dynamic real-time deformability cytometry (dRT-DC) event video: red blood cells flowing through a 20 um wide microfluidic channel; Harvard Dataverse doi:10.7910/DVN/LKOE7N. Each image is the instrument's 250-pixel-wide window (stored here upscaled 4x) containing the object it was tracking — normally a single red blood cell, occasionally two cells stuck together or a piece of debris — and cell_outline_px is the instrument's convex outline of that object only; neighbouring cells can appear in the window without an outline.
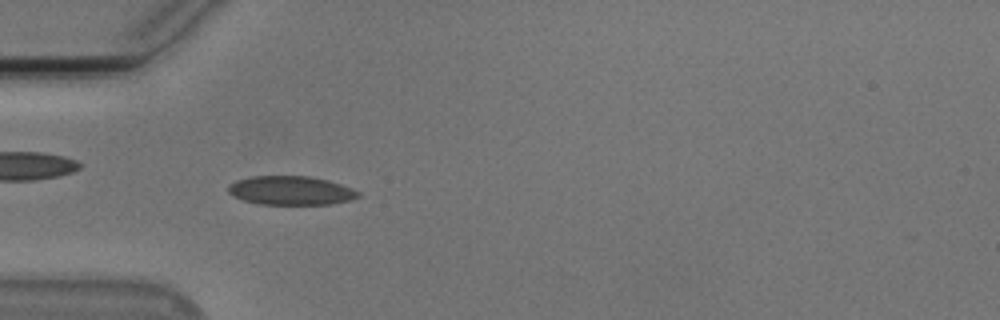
{"species": "Egyptian fruit bat (a non-hibernating species)", "species_latin": "Rousettus aegyptiacus", "temperature_condition": "cold", "stored_images_in_passage": 53, "camera_frame_rate_fps": 3000, "um_per_image_px": 0.085, "animal": {"sex": "male"}, "frame": {"image": 1, "passage_image": 16, "time_ms": 5.0, "image_size_px": [1000, 320], "cell_outline_px": [[360, 196], [352, 200], [332, 204], [260, 204], [244, 200], [232, 196], [228, 192], [228, 184], [236, 180], [252, 176], [308, 176], [328, 180], [352, 188], [360, 192]], "centroid_in_image_um": [24.72, 16.19], "position_along_channel_um": 60.3, "area_um2": 21.96}}
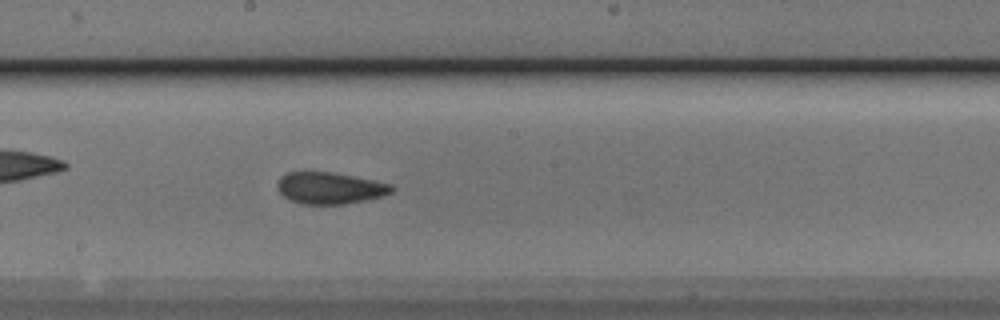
{"frame": {"image": 2, "passage_image": 29, "time_ms": 9.333, "image_size_px": [1000, 320], "cell_outline_px": [[396, 188], [392, 192], [384, 196], [368, 200], [344, 204], [300, 204], [288, 200], [276, 188], [276, 184], [280, 176], [288, 172], [332, 172], [392, 184]], "centroid_in_image_um": [28.03, 15.99], "position_along_channel_um": 220.2, "area_um2": 21.33}}
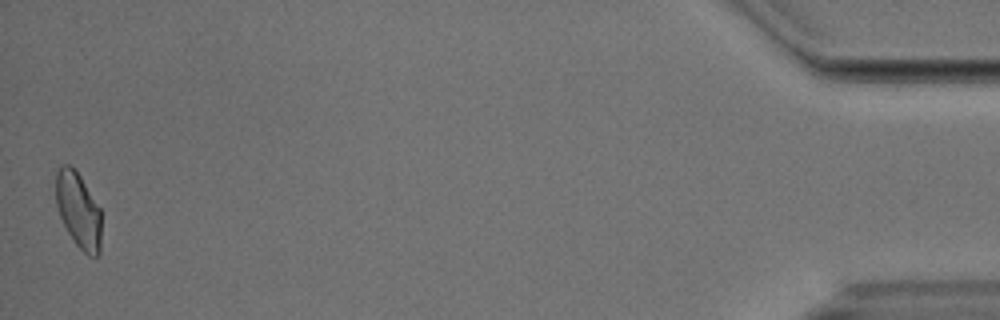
{"frame": {"image": 3, "passage_image": 53, "time_ms": 17.333, "image_size_px": [1000, 320], "cell_outline_px": [[100, 252], [96, 256], [88, 256], [76, 244], [68, 232], [60, 216], [56, 204], [56, 172], [64, 164], [68, 164], [80, 176], [100, 208]], "centroid_in_image_um": [6.66, 17.88], "position_along_channel_um": 428.5, "area_um2": 19.65}, "authors_computed_cell_mechanics": {"area_um2": 21.3282, "velocity_mm_per_s": 3.7611, "shape_relaxation_time_tau1_ms": 7.796, "shape_relaxation_time_tau2_ms": 1.0735, "deformation_change_tau1": 0.1453, "deformation_change_tau2": 0.0466}}